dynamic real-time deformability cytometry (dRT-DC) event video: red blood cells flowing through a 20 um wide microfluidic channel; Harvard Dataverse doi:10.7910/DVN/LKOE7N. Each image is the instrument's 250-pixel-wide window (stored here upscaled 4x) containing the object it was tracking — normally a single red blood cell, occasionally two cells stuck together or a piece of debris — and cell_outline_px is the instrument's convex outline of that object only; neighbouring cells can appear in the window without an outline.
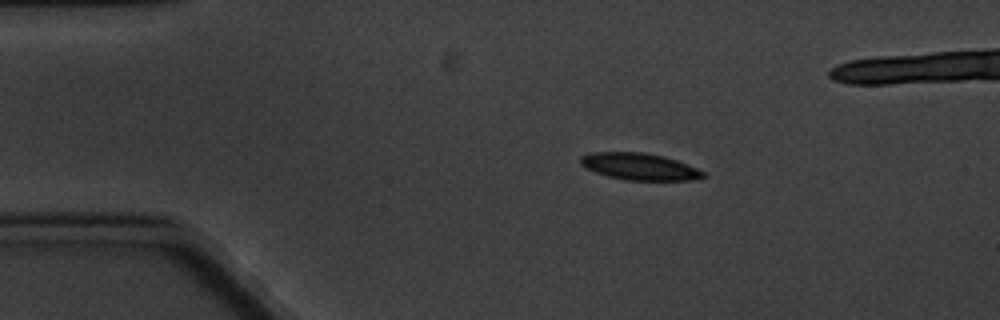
{"species": "common noctule bat (a hibernating species)", "species_latin": "Nyctalus noctula", "temperature_condition": "cold", "stored_images_in_passage": 5, "camera_frame_rate_fps": 3000, "um_per_image_px": 0.085, "animal": {"sex": "male", "body_mass_g": 20.1, "forearm_length_mm": 53.5}, "frame": {"image": 1, "passage_image": 2, "time_ms": 1.333, "image_size_px": [1000, 320], "cell_outline_px": [[708, 176], [688, 180], [628, 180], [608, 176], [584, 168], [580, 164], [580, 156], [592, 152], [644, 152], [664, 156], [676, 160], [696, 168], [704, 172]], "centroid_in_image_um": [54.32, 14.15], "position_along_channel_um": 30.7, "area_um2": 19.13}}